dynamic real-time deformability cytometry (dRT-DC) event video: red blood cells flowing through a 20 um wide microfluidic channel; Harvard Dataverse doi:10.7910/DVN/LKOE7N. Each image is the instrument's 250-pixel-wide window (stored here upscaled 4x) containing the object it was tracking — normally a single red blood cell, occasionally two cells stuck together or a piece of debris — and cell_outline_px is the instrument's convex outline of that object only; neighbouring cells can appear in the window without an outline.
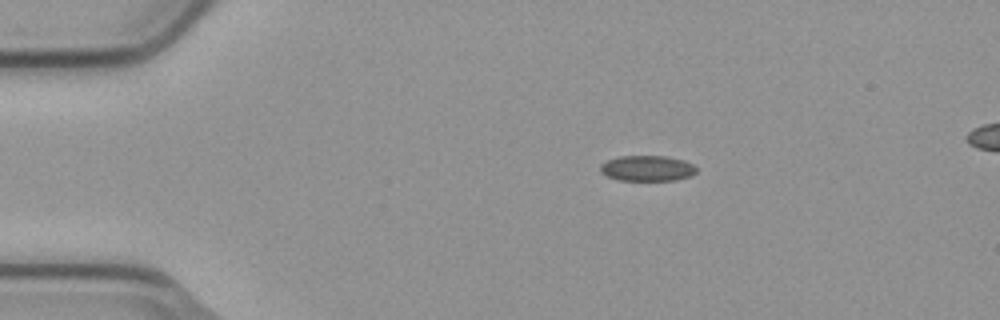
{"species": "common noctule bat (a hibernating species)", "species_latin": "Nyctalus noctula", "temperature_condition": "cold", "stored_images_in_passage": 3, "camera_frame_rate_fps": 3000, "um_per_image_px": 0.085, "animal": {"sex": "male", "body_mass_g": 23.1, "forearm_length_mm": 52.7}, "frame": {"image": 1, "passage_image": 2, "time_ms": 0.333, "image_size_px": [1000, 320], "cell_outline_px": [[696, 172], [688, 176], [672, 180], [620, 180], [608, 176], [600, 172], [600, 164], [608, 160], [620, 156], [664, 156], [684, 160], [692, 164], [696, 168]], "centroid_in_image_um": [54.98, 14.3], "position_along_channel_um": 30.0, "area_um2": 14.1}}